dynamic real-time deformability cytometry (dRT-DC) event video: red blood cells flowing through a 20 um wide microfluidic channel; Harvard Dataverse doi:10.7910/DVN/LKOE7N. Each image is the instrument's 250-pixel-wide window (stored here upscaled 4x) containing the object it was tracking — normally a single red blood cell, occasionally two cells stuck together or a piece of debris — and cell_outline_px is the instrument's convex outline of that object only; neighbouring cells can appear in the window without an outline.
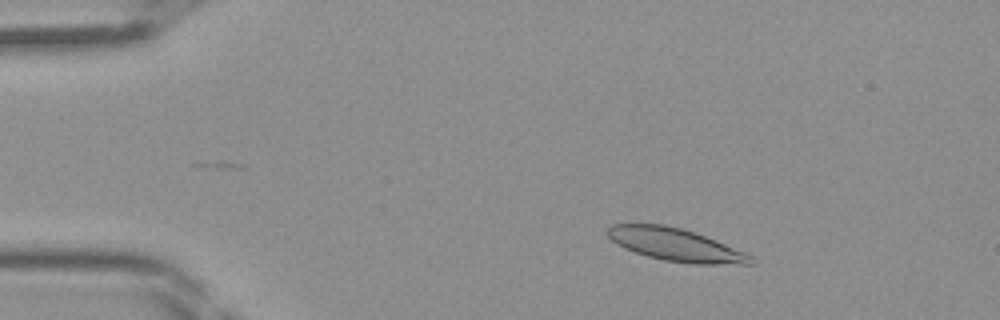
{"species": "Egyptian fruit bat (a non-hibernating species)", "species_latin": "Rousettus aegyptiacus", "temperature_condition": "room temperature", "stored_images_in_passage": 38, "camera_frame_rate_fps": 3000, "um_per_image_px": 0.085, "frame": {"image": 1, "passage_image": 6, "time_ms": 1.667, "image_size_px": [1000, 320], "cell_outline_px": [[756, 260], [752, 264], [696, 264], [664, 260], [648, 256], [624, 248], [616, 244], [604, 232], [612, 224], [664, 224], [696, 232], [716, 240], [744, 252], [752, 256]], "centroid_in_image_um": [57.42, 20.79], "position_along_channel_um": 27.6, "area_um2": 27.28}}
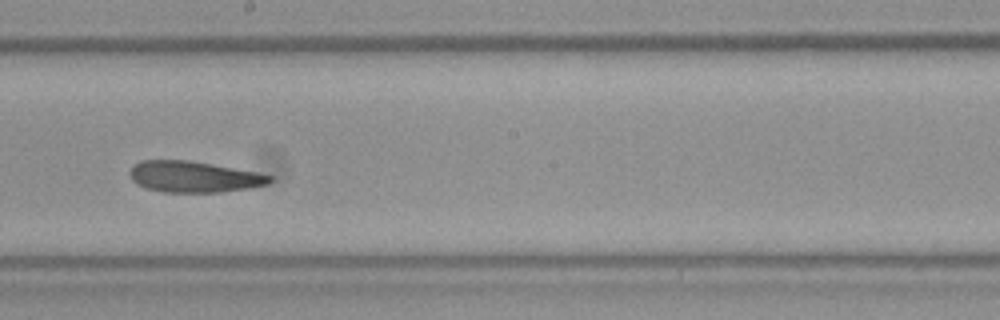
{"frame": {"image": 2, "passage_image": 24, "time_ms": 7.667, "image_size_px": [1000, 320], "cell_outline_px": [[272, 180], [268, 184], [248, 188], [220, 192], [164, 192], [148, 188], [136, 184], [132, 180], [128, 172], [132, 164], [140, 160], [188, 160], [260, 172], [272, 176]], "centroid_in_image_um": [16.46, 15.01], "position_along_channel_um": 231.7, "area_um2": 25.55}}
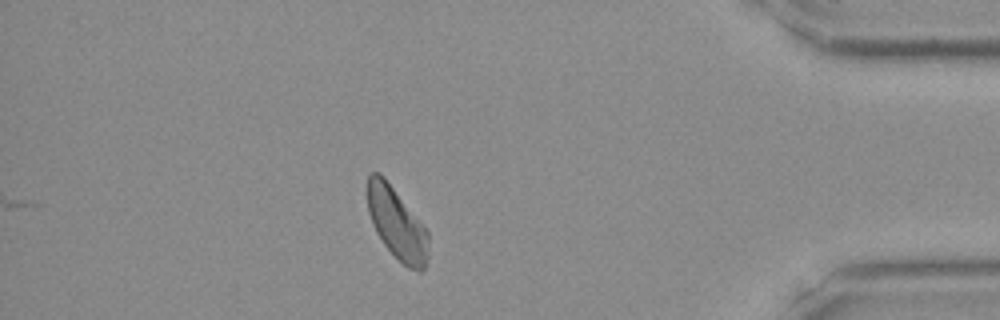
{"frame": {"image": 3, "passage_image": 38, "time_ms": 12.333, "image_size_px": [1000, 320], "cell_outline_px": [[428, 256], [424, 268], [420, 272], [416, 272], [408, 268], [384, 244], [376, 232], [372, 224], [368, 212], [368, 172], [380, 172], [384, 176], [428, 232]], "centroid_in_image_um": [33.72, 19.0], "position_along_channel_um": 401.5, "area_um2": 25.09}}